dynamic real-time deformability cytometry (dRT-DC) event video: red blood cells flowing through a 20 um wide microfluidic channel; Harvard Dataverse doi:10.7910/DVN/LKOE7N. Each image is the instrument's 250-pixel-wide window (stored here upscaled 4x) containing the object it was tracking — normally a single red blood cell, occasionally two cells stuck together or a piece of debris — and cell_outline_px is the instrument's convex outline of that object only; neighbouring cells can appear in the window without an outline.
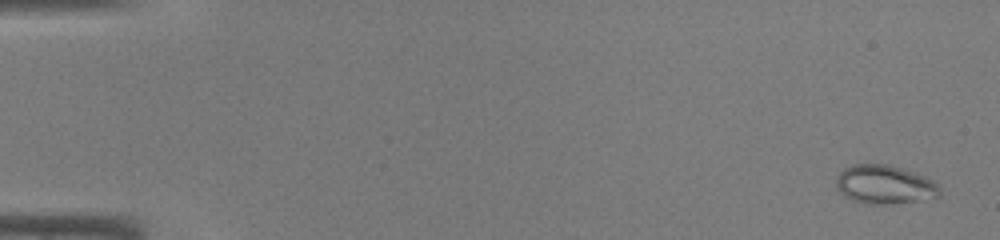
{"species": "common noctule bat (a hibernating species)", "species_latin": "Nyctalus noctula", "temperature_condition": "warm", "stored_images_in_passage": 46, "camera_frame_rate_fps": 3000, "um_per_image_px": 0.085, "animal": {"sex": "male", "body_mass_g": 19.0, "forearm_length_mm": 50.8}, "frame": {"image": 1, "passage_image": 2, "time_ms": 0.333, "image_size_px": [1000, 240], "cell_outline_px": [[940, 196], [884, 204], [868, 204], [852, 200], [844, 196], [836, 188], [836, 176], [844, 168], [852, 164], [888, 164], [924, 176], [932, 180], [940, 188]], "centroid_in_image_um": [75.12, 15.67], "position_along_channel_um": 9.9, "area_um2": 23.06}}
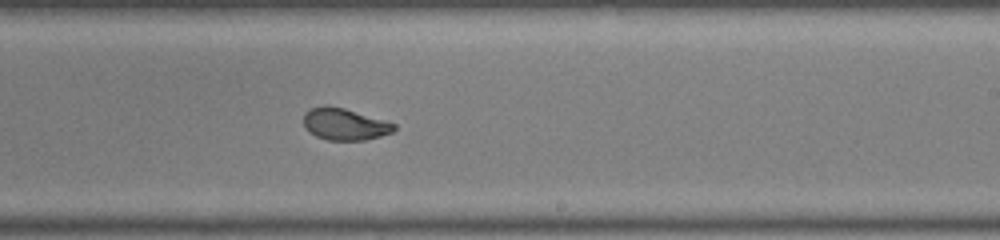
{"frame": {"image": 2, "passage_image": 29, "time_ms": 9.333, "image_size_px": [1000, 240], "cell_outline_px": [[396, 128], [392, 132], [380, 136], [364, 140], [328, 140], [316, 136], [304, 124], [304, 112], [312, 108], [324, 104], [328, 104], [344, 108], [396, 124]], "centroid_in_image_um": [29.29, 10.54], "position_along_channel_um": 259.7, "area_um2": 16.59}}
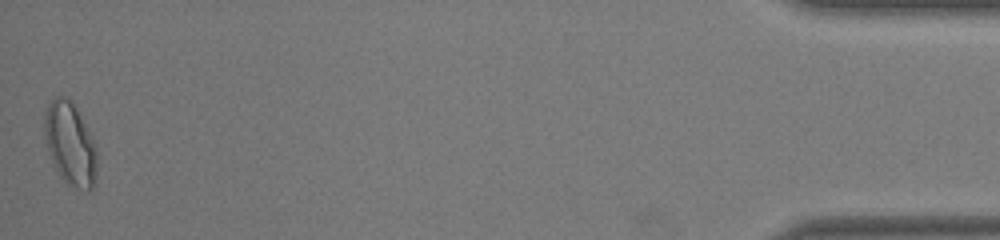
{"frame": {"image": 3, "passage_image": 46, "time_ms": 15.0, "image_size_px": [1000, 240], "cell_outline_px": [[96, 176], [92, 188], [88, 192], [76, 188], [68, 184], [60, 176], [52, 160], [44, 136], [44, 116], [48, 104], [56, 96], [64, 96], [72, 100], [92, 136], [96, 144]], "centroid_in_image_um": [5.98, 12.22], "position_along_channel_um": 429.2, "area_um2": 25.37}}